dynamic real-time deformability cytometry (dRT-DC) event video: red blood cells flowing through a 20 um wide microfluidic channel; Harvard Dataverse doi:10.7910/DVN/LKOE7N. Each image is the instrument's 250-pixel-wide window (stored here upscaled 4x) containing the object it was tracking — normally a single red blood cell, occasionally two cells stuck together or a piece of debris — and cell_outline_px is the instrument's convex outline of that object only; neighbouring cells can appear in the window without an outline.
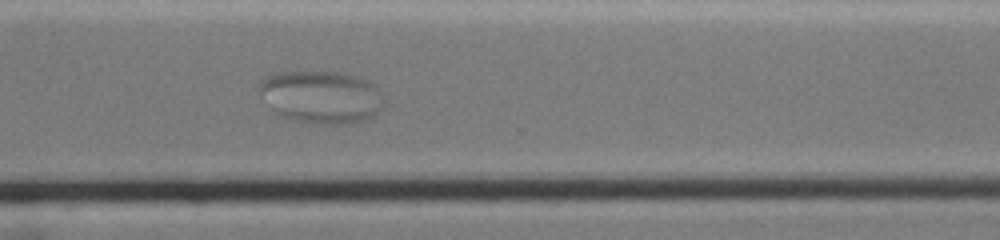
{"species": "common noctule bat (a hibernating species)", "species_latin": "Nyctalus noctula", "temperature_condition": "cold", "stored_images_in_passage": 50, "segment_of_instrument_passage": [2, 2], "camera_frame_rate_fps": 3000, "um_per_image_px": 0.085, "animal": {"sex": "female", "body_mass_g": 19.0, "forearm_length_mm": 51.5}, "frame": {"image": 1, "passage_image": 37, "time_ms": 12.0, "image_size_px": [1000, 240], "cell_outline_px": [[384, 108], [372, 116], [364, 120], [352, 124], [324, 124], [296, 120], [280, 116], [272, 108], [380, 100], [384, 100]], "centroid_in_image_um": [28.3, 9.54], "position_along_channel_um": 342.3, "area_um2": 12.95}}